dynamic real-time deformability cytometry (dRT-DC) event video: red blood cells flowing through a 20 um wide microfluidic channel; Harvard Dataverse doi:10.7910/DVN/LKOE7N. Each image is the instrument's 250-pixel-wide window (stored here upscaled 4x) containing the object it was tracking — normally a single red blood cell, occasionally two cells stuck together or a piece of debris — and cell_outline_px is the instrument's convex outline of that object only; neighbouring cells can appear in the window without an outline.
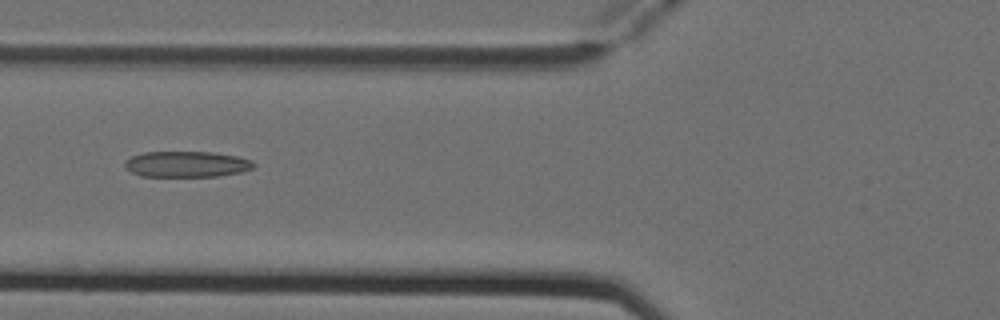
{"species": "Egyptian fruit bat (a non-hibernating species)", "species_latin": "Rousettus aegyptiacus", "temperature_condition": "cold", "stored_images_in_passage": 5, "camera_frame_rate_fps": 3000, "um_per_image_px": 0.085, "animal": {"sex": "female"}, "frame": {"image": 1, "passage_image": 5, "time_ms": 1.333, "image_size_px": [1000, 320], "cell_outline_px": [[256, 164], [252, 168], [240, 172], [220, 176], [140, 176], [124, 168], [124, 160], [132, 156], [144, 152], [212, 152], [236, 156], [252, 160]], "centroid_in_image_um": [15.84, 13.95], "position_along_channel_um": 110.0, "area_um2": 19.48}}